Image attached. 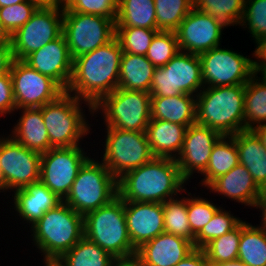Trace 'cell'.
I'll list each match as a JSON object with an SVG mask.
<instances>
[{"label": "cell", "mask_w": 266, "mask_h": 266, "mask_svg": "<svg viewBox=\"0 0 266 266\" xmlns=\"http://www.w3.org/2000/svg\"><path fill=\"white\" fill-rule=\"evenodd\" d=\"M126 225L137 250L164 230L163 203L124 201Z\"/></svg>", "instance_id": "20"}, {"label": "cell", "mask_w": 266, "mask_h": 266, "mask_svg": "<svg viewBox=\"0 0 266 266\" xmlns=\"http://www.w3.org/2000/svg\"><path fill=\"white\" fill-rule=\"evenodd\" d=\"M37 6L30 0L0 8V21L6 33L11 37L21 26L26 24Z\"/></svg>", "instance_id": "43"}, {"label": "cell", "mask_w": 266, "mask_h": 266, "mask_svg": "<svg viewBox=\"0 0 266 266\" xmlns=\"http://www.w3.org/2000/svg\"><path fill=\"white\" fill-rule=\"evenodd\" d=\"M226 28L221 20L193 7L175 30L179 50L200 55L218 47Z\"/></svg>", "instance_id": "17"}, {"label": "cell", "mask_w": 266, "mask_h": 266, "mask_svg": "<svg viewBox=\"0 0 266 266\" xmlns=\"http://www.w3.org/2000/svg\"><path fill=\"white\" fill-rule=\"evenodd\" d=\"M23 61L39 73L55 80L65 91L68 88L72 77L73 59L63 34L28 55Z\"/></svg>", "instance_id": "19"}, {"label": "cell", "mask_w": 266, "mask_h": 266, "mask_svg": "<svg viewBox=\"0 0 266 266\" xmlns=\"http://www.w3.org/2000/svg\"><path fill=\"white\" fill-rule=\"evenodd\" d=\"M222 135L207 126L192 124L188 126L183 147L176 161L182 178L189 184L191 179L198 178L207 168L214 144Z\"/></svg>", "instance_id": "18"}, {"label": "cell", "mask_w": 266, "mask_h": 266, "mask_svg": "<svg viewBox=\"0 0 266 266\" xmlns=\"http://www.w3.org/2000/svg\"><path fill=\"white\" fill-rule=\"evenodd\" d=\"M158 31L140 27H116V37L123 52L146 55L152 39Z\"/></svg>", "instance_id": "41"}, {"label": "cell", "mask_w": 266, "mask_h": 266, "mask_svg": "<svg viewBox=\"0 0 266 266\" xmlns=\"http://www.w3.org/2000/svg\"><path fill=\"white\" fill-rule=\"evenodd\" d=\"M156 29L175 31L193 8V0H154Z\"/></svg>", "instance_id": "35"}, {"label": "cell", "mask_w": 266, "mask_h": 266, "mask_svg": "<svg viewBox=\"0 0 266 266\" xmlns=\"http://www.w3.org/2000/svg\"><path fill=\"white\" fill-rule=\"evenodd\" d=\"M187 185L177 161L160 157H154L117 180L118 196L132 202L163 203L181 196Z\"/></svg>", "instance_id": "2"}, {"label": "cell", "mask_w": 266, "mask_h": 266, "mask_svg": "<svg viewBox=\"0 0 266 266\" xmlns=\"http://www.w3.org/2000/svg\"><path fill=\"white\" fill-rule=\"evenodd\" d=\"M38 8H58L64 7V3L61 0H30Z\"/></svg>", "instance_id": "50"}, {"label": "cell", "mask_w": 266, "mask_h": 266, "mask_svg": "<svg viewBox=\"0 0 266 266\" xmlns=\"http://www.w3.org/2000/svg\"><path fill=\"white\" fill-rule=\"evenodd\" d=\"M114 257L84 236L60 258L64 266H111Z\"/></svg>", "instance_id": "33"}, {"label": "cell", "mask_w": 266, "mask_h": 266, "mask_svg": "<svg viewBox=\"0 0 266 266\" xmlns=\"http://www.w3.org/2000/svg\"><path fill=\"white\" fill-rule=\"evenodd\" d=\"M84 237L114 258L135 255L125 218L124 201L117 196L109 204L83 216Z\"/></svg>", "instance_id": "7"}, {"label": "cell", "mask_w": 266, "mask_h": 266, "mask_svg": "<svg viewBox=\"0 0 266 266\" xmlns=\"http://www.w3.org/2000/svg\"><path fill=\"white\" fill-rule=\"evenodd\" d=\"M258 224L253 225L244 219L241 222L237 259L248 266H266V225Z\"/></svg>", "instance_id": "30"}, {"label": "cell", "mask_w": 266, "mask_h": 266, "mask_svg": "<svg viewBox=\"0 0 266 266\" xmlns=\"http://www.w3.org/2000/svg\"><path fill=\"white\" fill-rule=\"evenodd\" d=\"M187 190V213L190 229L196 236L200 230L211 220L215 212L221 207L212 201L200 195L192 194Z\"/></svg>", "instance_id": "40"}, {"label": "cell", "mask_w": 266, "mask_h": 266, "mask_svg": "<svg viewBox=\"0 0 266 266\" xmlns=\"http://www.w3.org/2000/svg\"><path fill=\"white\" fill-rule=\"evenodd\" d=\"M175 266H210L203 249L195 248Z\"/></svg>", "instance_id": "46"}, {"label": "cell", "mask_w": 266, "mask_h": 266, "mask_svg": "<svg viewBox=\"0 0 266 266\" xmlns=\"http://www.w3.org/2000/svg\"><path fill=\"white\" fill-rule=\"evenodd\" d=\"M44 264L43 266H64L59 259H41ZM27 264L24 263L22 266H26Z\"/></svg>", "instance_id": "54"}, {"label": "cell", "mask_w": 266, "mask_h": 266, "mask_svg": "<svg viewBox=\"0 0 266 266\" xmlns=\"http://www.w3.org/2000/svg\"><path fill=\"white\" fill-rule=\"evenodd\" d=\"M195 249L183 237L163 232L137 249L143 266H175Z\"/></svg>", "instance_id": "23"}, {"label": "cell", "mask_w": 266, "mask_h": 266, "mask_svg": "<svg viewBox=\"0 0 266 266\" xmlns=\"http://www.w3.org/2000/svg\"><path fill=\"white\" fill-rule=\"evenodd\" d=\"M40 168V153L24 147L9 133L0 134V188L8 193L6 199L9 193L40 181Z\"/></svg>", "instance_id": "10"}, {"label": "cell", "mask_w": 266, "mask_h": 266, "mask_svg": "<svg viewBox=\"0 0 266 266\" xmlns=\"http://www.w3.org/2000/svg\"><path fill=\"white\" fill-rule=\"evenodd\" d=\"M111 266H143L141 259L135 254L128 257L114 258Z\"/></svg>", "instance_id": "49"}, {"label": "cell", "mask_w": 266, "mask_h": 266, "mask_svg": "<svg viewBox=\"0 0 266 266\" xmlns=\"http://www.w3.org/2000/svg\"><path fill=\"white\" fill-rule=\"evenodd\" d=\"M239 27L245 31L248 29L255 45L266 38V0H245Z\"/></svg>", "instance_id": "39"}, {"label": "cell", "mask_w": 266, "mask_h": 266, "mask_svg": "<svg viewBox=\"0 0 266 266\" xmlns=\"http://www.w3.org/2000/svg\"><path fill=\"white\" fill-rule=\"evenodd\" d=\"M261 74L266 78V69Z\"/></svg>", "instance_id": "57"}, {"label": "cell", "mask_w": 266, "mask_h": 266, "mask_svg": "<svg viewBox=\"0 0 266 266\" xmlns=\"http://www.w3.org/2000/svg\"><path fill=\"white\" fill-rule=\"evenodd\" d=\"M238 148L239 164L246 167L254 182L262 190L266 188V148L253 130L234 134Z\"/></svg>", "instance_id": "26"}, {"label": "cell", "mask_w": 266, "mask_h": 266, "mask_svg": "<svg viewBox=\"0 0 266 266\" xmlns=\"http://www.w3.org/2000/svg\"><path fill=\"white\" fill-rule=\"evenodd\" d=\"M116 27L156 29L154 0H118Z\"/></svg>", "instance_id": "32"}, {"label": "cell", "mask_w": 266, "mask_h": 266, "mask_svg": "<svg viewBox=\"0 0 266 266\" xmlns=\"http://www.w3.org/2000/svg\"><path fill=\"white\" fill-rule=\"evenodd\" d=\"M10 75L16 109L42 107L57 100L65 90L52 78L14 59Z\"/></svg>", "instance_id": "16"}, {"label": "cell", "mask_w": 266, "mask_h": 266, "mask_svg": "<svg viewBox=\"0 0 266 266\" xmlns=\"http://www.w3.org/2000/svg\"><path fill=\"white\" fill-rule=\"evenodd\" d=\"M84 147L50 148L41 154L40 181L61 200L66 198L79 169L92 154V150Z\"/></svg>", "instance_id": "14"}, {"label": "cell", "mask_w": 266, "mask_h": 266, "mask_svg": "<svg viewBox=\"0 0 266 266\" xmlns=\"http://www.w3.org/2000/svg\"><path fill=\"white\" fill-rule=\"evenodd\" d=\"M29 230L31 245L42 259H59L84 236L83 215L62 202L44 213Z\"/></svg>", "instance_id": "3"}, {"label": "cell", "mask_w": 266, "mask_h": 266, "mask_svg": "<svg viewBox=\"0 0 266 266\" xmlns=\"http://www.w3.org/2000/svg\"><path fill=\"white\" fill-rule=\"evenodd\" d=\"M187 128L185 125L151 119L145 133L153 155L176 160L183 147Z\"/></svg>", "instance_id": "25"}, {"label": "cell", "mask_w": 266, "mask_h": 266, "mask_svg": "<svg viewBox=\"0 0 266 266\" xmlns=\"http://www.w3.org/2000/svg\"><path fill=\"white\" fill-rule=\"evenodd\" d=\"M115 20L63 11V35L72 59L110 42L116 36Z\"/></svg>", "instance_id": "13"}, {"label": "cell", "mask_w": 266, "mask_h": 266, "mask_svg": "<svg viewBox=\"0 0 266 266\" xmlns=\"http://www.w3.org/2000/svg\"><path fill=\"white\" fill-rule=\"evenodd\" d=\"M63 34V7L37 8L26 24L11 37L13 57L24 60Z\"/></svg>", "instance_id": "15"}, {"label": "cell", "mask_w": 266, "mask_h": 266, "mask_svg": "<svg viewBox=\"0 0 266 266\" xmlns=\"http://www.w3.org/2000/svg\"><path fill=\"white\" fill-rule=\"evenodd\" d=\"M19 117L12 129H9V135L17 142L31 151L43 154L50 148L47 129L42 116L41 107L16 109ZM11 131V132H10Z\"/></svg>", "instance_id": "24"}, {"label": "cell", "mask_w": 266, "mask_h": 266, "mask_svg": "<svg viewBox=\"0 0 266 266\" xmlns=\"http://www.w3.org/2000/svg\"><path fill=\"white\" fill-rule=\"evenodd\" d=\"M14 61L10 42H0V76L10 72Z\"/></svg>", "instance_id": "47"}, {"label": "cell", "mask_w": 266, "mask_h": 266, "mask_svg": "<svg viewBox=\"0 0 266 266\" xmlns=\"http://www.w3.org/2000/svg\"><path fill=\"white\" fill-rule=\"evenodd\" d=\"M104 142L100 160L118 180L128 171L136 169L152 160L151 151L145 132L128 131L105 126ZM103 150V151H102Z\"/></svg>", "instance_id": "9"}, {"label": "cell", "mask_w": 266, "mask_h": 266, "mask_svg": "<svg viewBox=\"0 0 266 266\" xmlns=\"http://www.w3.org/2000/svg\"><path fill=\"white\" fill-rule=\"evenodd\" d=\"M16 111L10 72L0 76V117L11 116Z\"/></svg>", "instance_id": "45"}, {"label": "cell", "mask_w": 266, "mask_h": 266, "mask_svg": "<svg viewBox=\"0 0 266 266\" xmlns=\"http://www.w3.org/2000/svg\"><path fill=\"white\" fill-rule=\"evenodd\" d=\"M245 0H193V7L217 18L228 27L239 26Z\"/></svg>", "instance_id": "36"}, {"label": "cell", "mask_w": 266, "mask_h": 266, "mask_svg": "<svg viewBox=\"0 0 266 266\" xmlns=\"http://www.w3.org/2000/svg\"><path fill=\"white\" fill-rule=\"evenodd\" d=\"M239 164L238 148L234 141V135L221 136L214 144L207 168L201 175L200 182L195 184L204 189L216 178L226 174Z\"/></svg>", "instance_id": "29"}, {"label": "cell", "mask_w": 266, "mask_h": 266, "mask_svg": "<svg viewBox=\"0 0 266 266\" xmlns=\"http://www.w3.org/2000/svg\"><path fill=\"white\" fill-rule=\"evenodd\" d=\"M10 202L12 204L7 207L10 212H14L19 221H22L24 229H29L38 222V220L48 210L56 208L63 202L56 194L50 191L41 181L27 185L25 188L14 191L10 194ZM12 207V208H11ZM27 224V225H26ZM29 225V226H28Z\"/></svg>", "instance_id": "21"}, {"label": "cell", "mask_w": 266, "mask_h": 266, "mask_svg": "<svg viewBox=\"0 0 266 266\" xmlns=\"http://www.w3.org/2000/svg\"><path fill=\"white\" fill-rule=\"evenodd\" d=\"M155 69L156 67L145 55L123 52L119 69L118 88L150 93Z\"/></svg>", "instance_id": "28"}, {"label": "cell", "mask_w": 266, "mask_h": 266, "mask_svg": "<svg viewBox=\"0 0 266 266\" xmlns=\"http://www.w3.org/2000/svg\"><path fill=\"white\" fill-rule=\"evenodd\" d=\"M243 220L233 216L230 210L221 206L211 220L195 236L194 247L203 249L210 241L235 229Z\"/></svg>", "instance_id": "37"}, {"label": "cell", "mask_w": 266, "mask_h": 266, "mask_svg": "<svg viewBox=\"0 0 266 266\" xmlns=\"http://www.w3.org/2000/svg\"><path fill=\"white\" fill-rule=\"evenodd\" d=\"M229 48L220 45L199 55L204 87L245 85L255 74L254 52L252 58Z\"/></svg>", "instance_id": "12"}, {"label": "cell", "mask_w": 266, "mask_h": 266, "mask_svg": "<svg viewBox=\"0 0 266 266\" xmlns=\"http://www.w3.org/2000/svg\"><path fill=\"white\" fill-rule=\"evenodd\" d=\"M210 266H248V265L243 261L236 259L233 261H228L223 263H210Z\"/></svg>", "instance_id": "53"}, {"label": "cell", "mask_w": 266, "mask_h": 266, "mask_svg": "<svg viewBox=\"0 0 266 266\" xmlns=\"http://www.w3.org/2000/svg\"><path fill=\"white\" fill-rule=\"evenodd\" d=\"M93 154L79 169L68 195L63 200L83 216L109 204L118 196L117 179L99 157Z\"/></svg>", "instance_id": "6"}, {"label": "cell", "mask_w": 266, "mask_h": 266, "mask_svg": "<svg viewBox=\"0 0 266 266\" xmlns=\"http://www.w3.org/2000/svg\"><path fill=\"white\" fill-rule=\"evenodd\" d=\"M203 88L199 55L180 51L166 65L156 67L150 95L169 97L190 94L197 96Z\"/></svg>", "instance_id": "11"}, {"label": "cell", "mask_w": 266, "mask_h": 266, "mask_svg": "<svg viewBox=\"0 0 266 266\" xmlns=\"http://www.w3.org/2000/svg\"><path fill=\"white\" fill-rule=\"evenodd\" d=\"M93 117H99L104 126L145 132L151 120V95L117 87L93 106Z\"/></svg>", "instance_id": "8"}, {"label": "cell", "mask_w": 266, "mask_h": 266, "mask_svg": "<svg viewBox=\"0 0 266 266\" xmlns=\"http://www.w3.org/2000/svg\"><path fill=\"white\" fill-rule=\"evenodd\" d=\"M151 119L185 126L196 123V96L180 94L169 97L151 96Z\"/></svg>", "instance_id": "27"}, {"label": "cell", "mask_w": 266, "mask_h": 266, "mask_svg": "<svg viewBox=\"0 0 266 266\" xmlns=\"http://www.w3.org/2000/svg\"><path fill=\"white\" fill-rule=\"evenodd\" d=\"M241 223L232 231L210 241L203 251L209 263H223L238 258Z\"/></svg>", "instance_id": "38"}, {"label": "cell", "mask_w": 266, "mask_h": 266, "mask_svg": "<svg viewBox=\"0 0 266 266\" xmlns=\"http://www.w3.org/2000/svg\"><path fill=\"white\" fill-rule=\"evenodd\" d=\"M254 47L255 73L261 74L266 69V38H263Z\"/></svg>", "instance_id": "48"}, {"label": "cell", "mask_w": 266, "mask_h": 266, "mask_svg": "<svg viewBox=\"0 0 266 266\" xmlns=\"http://www.w3.org/2000/svg\"><path fill=\"white\" fill-rule=\"evenodd\" d=\"M118 0H66L63 11L91 14L116 19Z\"/></svg>", "instance_id": "44"}, {"label": "cell", "mask_w": 266, "mask_h": 266, "mask_svg": "<svg viewBox=\"0 0 266 266\" xmlns=\"http://www.w3.org/2000/svg\"><path fill=\"white\" fill-rule=\"evenodd\" d=\"M207 191L223 199H230L235 203L244 205V208L257 210L262 190L254 182L248 169L241 164L233 167L229 172L213 180Z\"/></svg>", "instance_id": "22"}, {"label": "cell", "mask_w": 266, "mask_h": 266, "mask_svg": "<svg viewBox=\"0 0 266 266\" xmlns=\"http://www.w3.org/2000/svg\"><path fill=\"white\" fill-rule=\"evenodd\" d=\"M253 131L256 133V135L260 138L262 144L266 148V123L260 124L256 126Z\"/></svg>", "instance_id": "52"}, {"label": "cell", "mask_w": 266, "mask_h": 266, "mask_svg": "<svg viewBox=\"0 0 266 266\" xmlns=\"http://www.w3.org/2000/svg\"><path fill=\"white\" fill-rule=\"evenodd\" d=\"M182 197L163 202L164 230L191 241L194 245L195 235L190 229L187 213V189L181 194ZM186 195V196H185Z\"/></svg>", "instance_id": "34"}, {"label": "cell", "mask_w": 266, "mask_h": 266, "mask_svg": "<svg viewBox=\"0 0 266 266\" xmlns=\"http://www.w3.org/2000/svg\"><path fill=\"white\" fill-rule=\"evenodd\" d=\"M266 123V78L255 73L245 84L244 130Z\"/></svg>", "instance_id": "31"}, {"label": "cell", "mask_w": 266, "mask_h": 266, "mask_svg": "<svg viewBox=\"0 0 266 266\" xmlns=\"http://www.w3.org/2000/svg\"><path fill=\"white\" fill-rule=\"evenodd\" d=\"M24 1L27 0H0V8L1 7H6V6H10V5H14L17 3H22Z\"/></svg>", "instance_id": "55"}, {"label": "cell", "mask_w": 266, "mask_h": 266, "mask_svg": "<svg viewBox=\"0 0 266 266\" xmlns=\"http://www.w3.org/2000/svg\"><path fill=\"white\" fill-rule=\"evenodd\" d=\"M0 42H10V36L6 33V31L2 27L1 21H0Z\"/></svg>", "instance_id": "56"}, {"label": "cell", "mask_w": 266, "mask_h": 266, "mask_svg": "<svg viewBox=\"0 0 266 266\" xmlns=\"http://www.w3.org/2000/svg\"><path fill=\"white\" fill-rule=\"evenodd\" d=\"M179 52L175 31L159 30L152 39L145 56L155 67H162Z\"/></svg>", "instance_id": "42"}, {"label": "cell", "mask_w": 266, "mask_h": 266, "mask_svg": "<svg viewBox=\"0 0 266 266\" xmlns=\"http://www.w3.org/2000/svg\"><path fill=\"white\" fill-rule=\"evenodd\" d=\"M41 111L53 148L83 145L84 137L93 133L91 126L94 124H90L93 106L66 92L57 100L42 106Z\"/></svg>", "instance_id": "5"}, {"label": "cell", "mask_w": 266, "mask_h": 266, "mask_svg": "<svg viewBox=\"0 0 266 266\" xmlns=\"http://www.w3.org/2000/svg\"><path fill=\"white\" fill-rule=\"evenodd\" d=\"M257 209H259L257 211L260 212V216H258L259 218L261 217V219H259L261 220L260 223L266 225V188L262 189L261 199Z\"/></svg>", "instance_id": "51"}, {"label": "cell", "mask_w": 266, "mask_h": 266, "mask_svg": "<svg viewBox=\"0 0 266 266\" xmlns=\"http://www.w3.org/2000/svg\"><path fill=\"white\" fill-rule=\"evenodd\" d=\"M122 48L115 36L110 42L73 59L66 93L95 106L118 87Z\"/></svg>", "instance_id": "1"}, {"label": "cell", "mask_w": 266, "mask_h": 266, "mask_svg": "<svg viewBox=\"0 0 266 266\" xmlns=\"http://www.w3.org/2000/svg\"><path fill=\"white\" fill-rule=\"evenodd\" d=\"M245 85L204 87L196 96V123L222 136L244 130Z\"/></svg>", "instance_id": "4"}]
</instances>
